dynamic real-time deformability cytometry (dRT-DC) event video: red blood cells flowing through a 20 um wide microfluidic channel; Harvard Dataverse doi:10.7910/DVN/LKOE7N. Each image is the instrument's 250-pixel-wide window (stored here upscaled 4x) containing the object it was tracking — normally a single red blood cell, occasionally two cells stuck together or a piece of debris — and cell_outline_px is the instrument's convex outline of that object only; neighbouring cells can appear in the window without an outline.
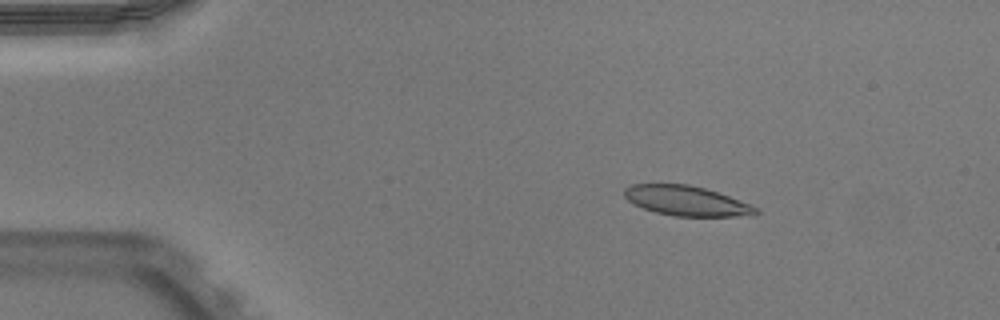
{"species": "Egyptian fruit bat (a non-hibernating species)", "species_latin": "Rousettus aegyptiacus", "temperature_condition": "warm", "stored_images_in_passage": 52, "camera_frame_rate_fps": 3000, "um_per_image_px": 0.085, "animal": {"sex": "male"}, "frame": {"image": 1, "passage_image": 9, "time_ms": 2.667, "image_size_px": [1000, 320], "cell_outline_px": [[760, 212], [756, 216], [676, 216], [656, 212], [644, 208], [628, 200], [624, 196], [624, 188], [632, 184], [688, 184], [704, 188], [728, 196], [748, 204], [756, 208]], "centroid_in_image_um": [58.35, 17.07], "position_along_channel_um": 26.6, "area_um2": 22.6}}
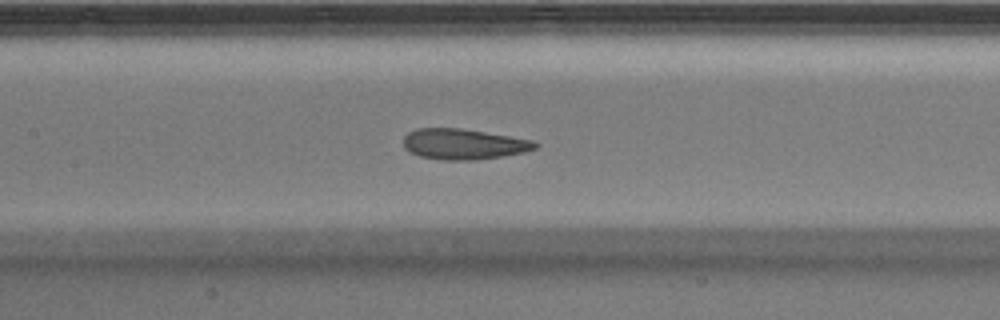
{"frame": {"image": 2, "passage_image": 25, "time_ms": 8.0, "image_size_px": [1000, 320], "cell_outline_px": [[540, 144], [536, 148], [524, 152], [476, 160], [444, 160], [420, 156], [404, 148], [404, 136], [408, 132], [416, 128], [460, 128], [532, 140]], "centroid_in_image_um": [39.39, 12.24], "position_along_channel_um": 168.0, "area_um2": 23.29}}
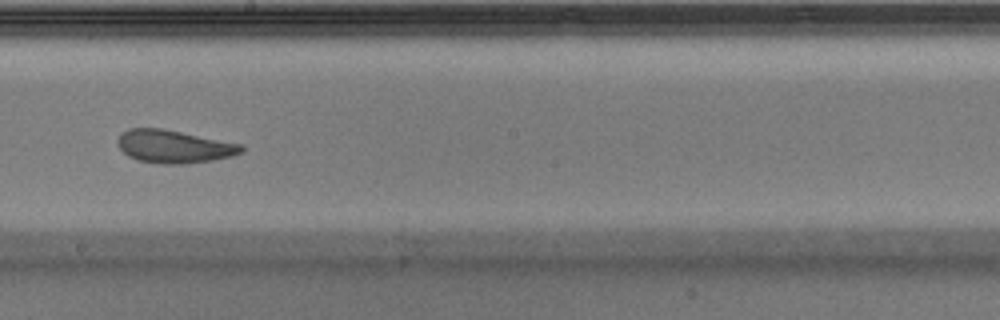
{"frame": {"image": 3, "passage_image": 30, "time_ms": 9.667, "image_size_px": [1000, 320], "cell_outline_px": [[244, 152], [232, 156], [212, 160], [184, 164], [160, 164], [140, 160], [128, 156], [116, 144], [116, 140], [120, 132], [128, 128], [164, 128], [244, 144]], "centroid_in_image_um": [14.8, 12.44], "position_along_channel_um": 233.4, "area_um2": 24.16}, "authors_computed_cell_mechanics": {"area_um2": 24.0159, "velocity_mm_per_s": 3.9413, "shape_relaxation_time_tau1_ms": 11.0225, "shape_relaxation_time_tau2_ms": 1.7985, "deformation_change_tau1": 0.2509, "deformation_change_tau2": 0.1027}}